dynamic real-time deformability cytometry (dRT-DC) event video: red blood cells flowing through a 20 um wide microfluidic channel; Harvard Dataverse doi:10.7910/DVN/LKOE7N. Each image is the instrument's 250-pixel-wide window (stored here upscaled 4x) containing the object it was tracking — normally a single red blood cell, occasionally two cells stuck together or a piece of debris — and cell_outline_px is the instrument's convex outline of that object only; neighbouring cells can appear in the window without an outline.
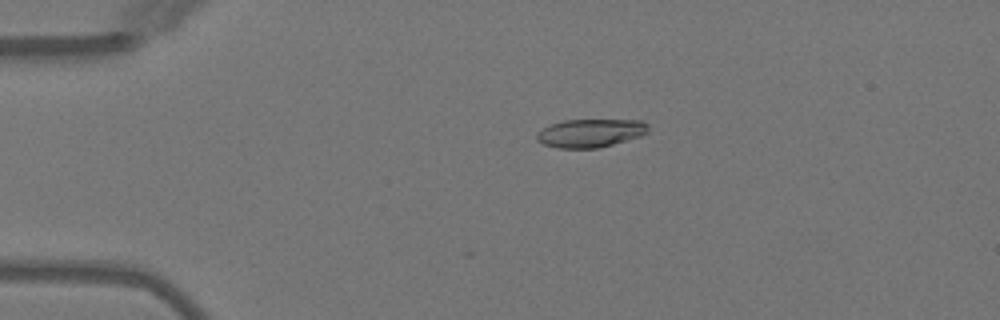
{"species": "Egyptian fruit bat (a non-hibernating species)", "species_latin": "Rousettus aegyptiacus", "temperature_condition": "warm", "stored_images_in_passage": 6, "camera_frame_rate_fps": 3000, "um_per_image_px": 0.085, "animal": {"sex": "female"}, "frame": {"image": 1, "passage_image": 4, "time_ms": 3.333, "image_size_px": [1000, 320], "cell_outline_px": [[648, 132], [640, 136], [600, 148], [556, 148], [544, 144], [536, 140], [536, 132], [552, 124], [564, 120], [640, 120], [648, 124]], "centroid_in_image_um": [50.18, 11.31], "position_along_channel_um": 34.8, "area_um2": 18.38}}